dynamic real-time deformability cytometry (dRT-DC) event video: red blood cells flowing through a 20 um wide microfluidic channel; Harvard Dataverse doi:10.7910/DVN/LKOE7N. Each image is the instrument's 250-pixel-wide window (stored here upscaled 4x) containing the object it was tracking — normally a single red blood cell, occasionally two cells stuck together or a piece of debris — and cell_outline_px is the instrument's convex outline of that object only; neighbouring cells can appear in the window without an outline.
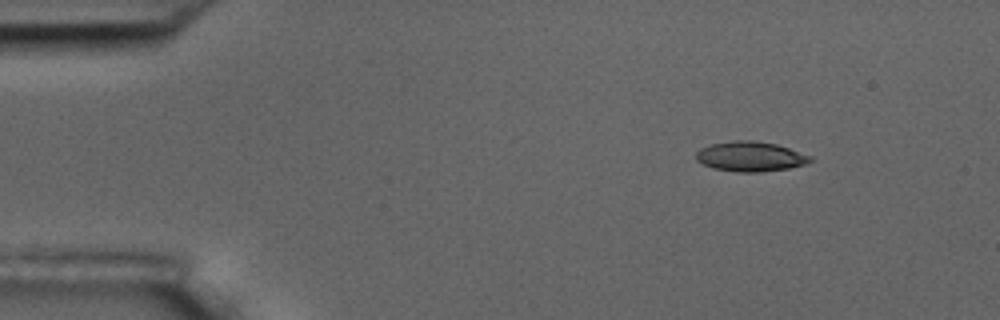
{"species": "common noctule bat (a hibernating species)", "species_latin": "Nyctalus noctula", "temperature_condition": "room temperature", "stored_images_in_passage": 5, "camera_frame_rate_fps": 3000, "um_per_image_px": 0.085, "animal": {"sex": "male", "body_mass_g": 17.5, "forearm_length_mm": 52.3}, "frame": {"image": 1, "passage_image": 2, "time_ms": 1.0, "image_size_px": [1000, 320], "cell_outline_px": [[812, 160], [808, 164], [788, 168], [760, 172], [736, 172], [712, 168], [696, 160], [696, 152], [700, 148], [712, 144], [732, 140], [752, 140], [776, 144], [812, 156]], "centroid_in_image_um": [63.78, 13.3], "position_along_channel_um": 21.2, "area_um2": 19.94}}
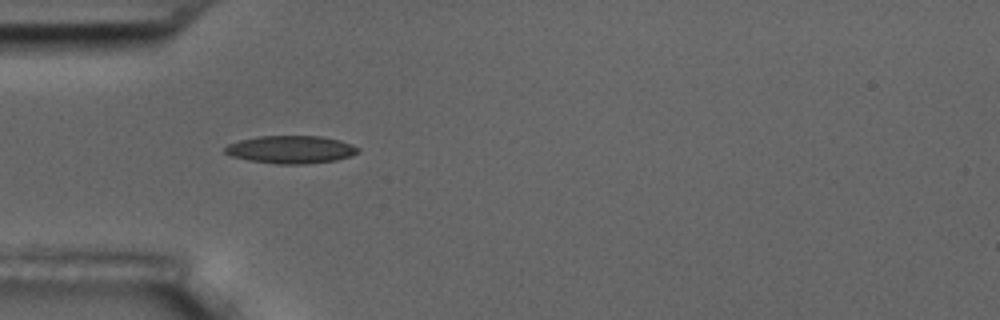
{"frame": {"image": 2, "passage_image": 4, "time_ms": 4.333, "image_size_px": [1000, 320], "cell_outline_px": [[360, 152], [352, 156], [336, 160], [304, 164], [276, 164], [248, 160], [232, 156], [224, 152], [224, 148], [228, 144], [240, 140], [256, 136], [320, 136], [340, 140], [352, 144], [360, 148]], "centroid_in_image_um": [24.75, 12.71], "position_along_channel_um": 60.3, "area_um2": 21.68}}